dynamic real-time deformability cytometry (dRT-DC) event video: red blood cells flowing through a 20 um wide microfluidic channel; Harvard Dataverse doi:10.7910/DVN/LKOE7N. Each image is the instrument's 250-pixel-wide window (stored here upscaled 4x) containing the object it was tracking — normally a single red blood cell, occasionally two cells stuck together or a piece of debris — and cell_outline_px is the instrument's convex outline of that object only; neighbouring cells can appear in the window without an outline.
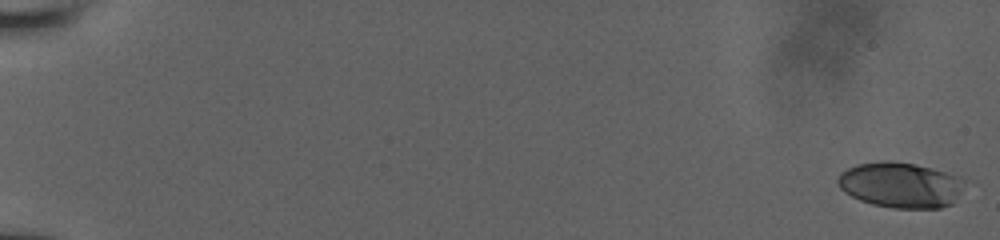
{"species": "human", "species_latin": "Homo sapiens", "temperature_condition": "room temperature", "stored_images_in_passage": 36, "camera_frame_rate_fps": 3000, "um_per_image_px": 0.085, "donor": {"sex": "male"}, "frame": {"image": 1, "passage_image": 1, "time_ms": 0.0, "image_size_px": [1000, 240], "cell_outline_px": [[964, 180], [960, 192], [952, 204], [940, 208], [892, 208], [872, 204], [860, 200], [844, 192], [840, 188], [836, 180], [840, 172], [856, 164], [884, 160], [916, 164], [932, 168], [956, 176]], "centroid_in_image_um": [76.5, 15.72], "position_along_channel_um": 8.5, "area_um2": 33.52}}
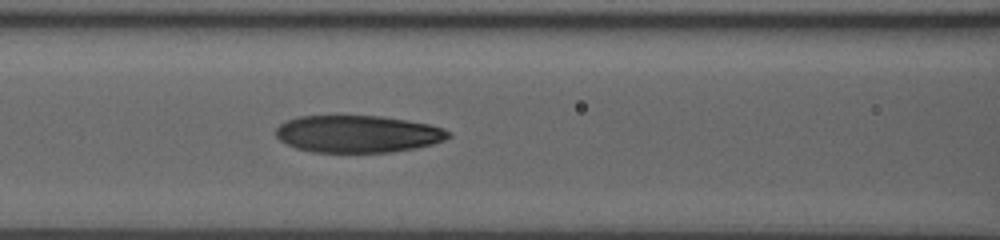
{"frame": {"image": 2, "passage_image": 30, "time_ms": 8.667, "image_size_px": [1000, 240], "cell_outline_px": [[452, 136], [444, 140], [432, 144], [416, 148], [392, 152], [312, 152], [296, 148], [280, 140], [276, 136], [276, 128], [284, 120], [296, 116], [380, 116], [408, 120], [428, 124], [444, 128], [452, 132]], "centroid_in_image_um": [30.42, 11.38], "position_along_channel_um": 136.2, "area_um2": 37.63}}
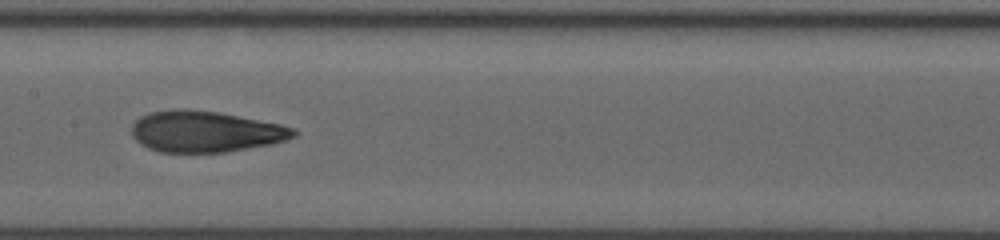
{"frame": {"image": 3, "passage_image": 35, "time_ms": 10.0, "image_size_px": [1000, 240], "cell_outline_px": [[296, 136], [272, 144], [224, 152], [160, 152], [148, 148], [140, 144], [132, 136], [132, 124], [140, 116], [148, 112], [176, 108], [184, 108], [216, 112], [280, 124], [292, 128], [296, 132]], "centroid_in_image_um": [17.4, 11.18], "position_along_channel_um": 190.0, "area_um2": 38.73}}